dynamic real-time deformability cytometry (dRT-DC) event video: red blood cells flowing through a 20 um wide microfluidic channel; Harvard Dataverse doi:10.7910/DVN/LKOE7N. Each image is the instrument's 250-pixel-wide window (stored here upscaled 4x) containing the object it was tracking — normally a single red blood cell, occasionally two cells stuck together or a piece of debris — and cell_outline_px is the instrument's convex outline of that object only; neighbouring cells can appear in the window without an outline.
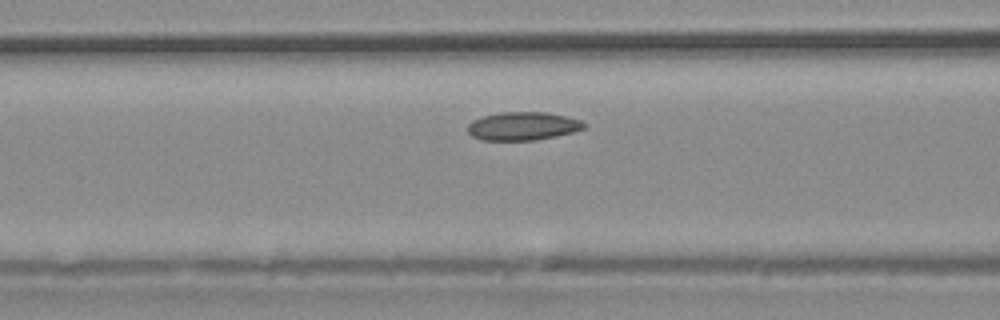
{"species": "common noctule bat (a hibernating species)", "species_latin": "Nyctalus noctula", "temperature_condition": "warm", "stored_images_in_passage": 34, "camera_frame_rate_fps": 3000, "um_per_image_px": 0.085, "animal": {"sex": "male", "body_mass_g": 20.4}, "frame": {"image": 1, "passage_image": 10, "time_ms": 3.0, "image_size_px": [1000, 320], "cell_outline_px": [[588, 128], [556, 136], [536, 140], [480, 140], [472, 136], [468, 132], [468, 124], [472, 120], [484, 116], [500, 112], [548, 112], [568, 116], [580, 120], [588, 124]], "centroid_in_image_um": [44.48, 10.71], "position_along_channel_um": 122.1, "area_um2": 19.42}}
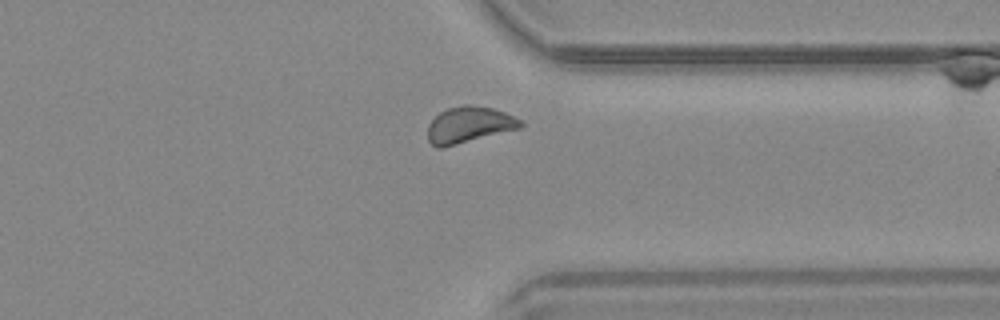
{"frame": {"image": 2, "passage_image": 25, "time_ms": 8.0, "image_size_px": [1000, 320], "cell_outline_px": [[524, 124], [520, 128], [440, 148], [436, 148], [428, 140], [428, 124], [440, 112], [448, 108], [464, 104], [468, 104], [492, 108], [504, 112], [520, 120]], "centroid_in_image_um": [39.84, 10.6], "position_along_channel_um": 371.6, "area_um2": 19.31}}